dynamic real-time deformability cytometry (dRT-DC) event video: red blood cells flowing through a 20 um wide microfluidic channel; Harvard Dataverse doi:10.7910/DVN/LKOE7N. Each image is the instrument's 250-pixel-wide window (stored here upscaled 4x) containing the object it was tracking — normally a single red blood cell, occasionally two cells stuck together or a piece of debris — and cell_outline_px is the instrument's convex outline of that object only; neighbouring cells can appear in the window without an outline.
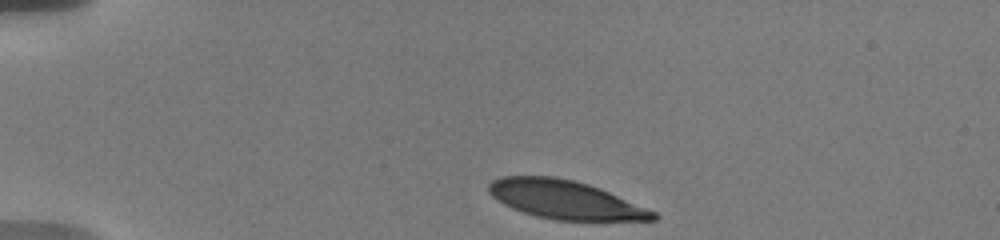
{"species": "human", "species_latin": "Homo sapiens", "temperature_condition": "warm", "stored_images_in_passage": 24, "camera_frame_rate_fps": 3000, "um_per_image_px": 0.085, "donor": {"sex": "male"}, "frame": {"image": 1, "passage_image": 1, "time_ms": 0.0, "image_size_px": [1000, 240], "cell_outline_px": [[660, 216], [656, 220], [556, 220], [536, 216], [512, 208], [504, 204], [492, 196], [488, 192], [488, 184], [492, 180], [500, 176], [556, 176], [588, 184], [600, 188], [656, 212]], "centroid_in_image_um": [48.02, 16.96], "position_along_channel_um": 37.0, "area_um2": 36.76}}
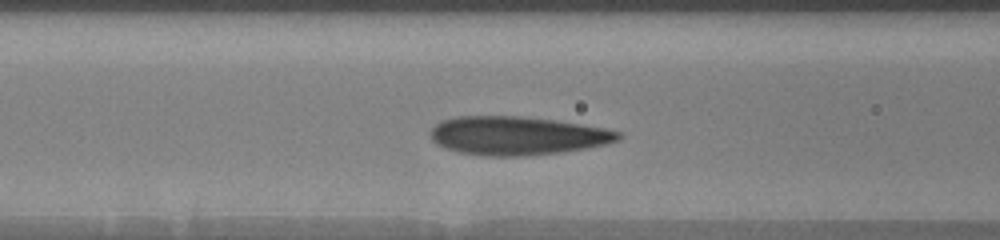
{"frame": {"image": 2, "passage_image": 13, "time_ms": 4.0, "image_size_px": [1000, 240], "cell_outline_px": [[624, 136], [620, 140], [588, 148], [564, 152], [516, 156], [492, 156], [460, 152], [444, 148], [436, 144], [432, 140], [428, 132], [440, 120], [456, 116], [520, 116], [552, 120], [580, 124], [604, 128], [620, 132]], "centroid_in_image_um": [43.94, 11.53], "position_along_channel_um": 122.7, "area_um2": 42.25}}
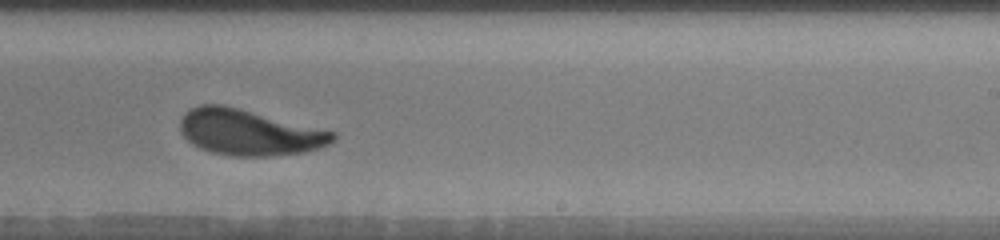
{"frame": {"image": 3, "passage_image": 22, "time_ms": 8.0, "image_size_px": [1000, 240], "cell_outline_px": [[336, 140], [320, 148], [304, 152], [272, 156], [232, 156], [212, 152], [200, 148], [192, 144], [180, 132], [180, 120], [184, 112], [188, 108], [200, 104], [224, 104], [336, 132]], "centroid_in_image_um": [21.15, 11.24], "position_along_channel_um": 267.8, "area_um2": 41.1}}